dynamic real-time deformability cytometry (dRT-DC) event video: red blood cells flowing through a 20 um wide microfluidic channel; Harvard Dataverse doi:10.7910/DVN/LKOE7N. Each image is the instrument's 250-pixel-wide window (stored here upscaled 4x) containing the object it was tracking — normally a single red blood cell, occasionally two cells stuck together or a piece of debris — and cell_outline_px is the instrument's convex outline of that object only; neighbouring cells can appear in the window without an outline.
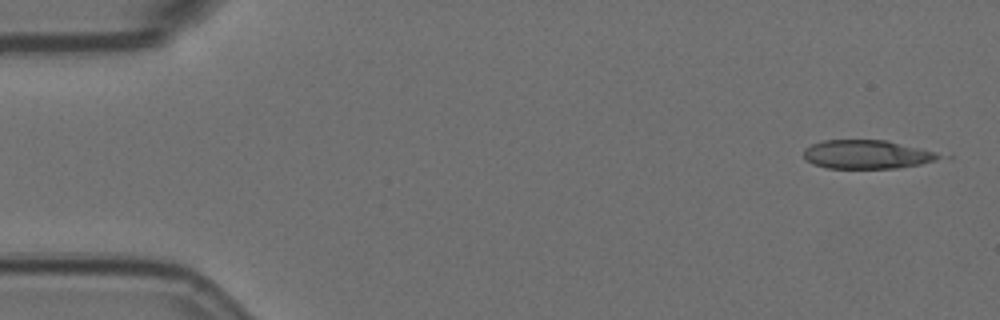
{"species": "Egyptian fruit bat (a non-hibernating species)", "species_latin": "Rousettus aegyptiacus", "temperature_condition": "room temperature", "stored_images_in_passage": 3, "camera_frame_rate_fps": 3000, "um_per_image_px": 0.085, "animal": {"sex": "female"}, "frame": {"image": 1, "passage_image": 1, "time_ms": 0.0, "image_size_px": [1000, 320], "cell_outline_px": [[952, 160], [900, 168], [828, 168], [812, 164], [804, 156], [804, 148], [812, 144], [824, 140], [888, 140], [952, 156]], "centroid_in_image_um": [73.91, 13.14], "position_along_channel_um": 11.1, "area_um2": 23.52}}